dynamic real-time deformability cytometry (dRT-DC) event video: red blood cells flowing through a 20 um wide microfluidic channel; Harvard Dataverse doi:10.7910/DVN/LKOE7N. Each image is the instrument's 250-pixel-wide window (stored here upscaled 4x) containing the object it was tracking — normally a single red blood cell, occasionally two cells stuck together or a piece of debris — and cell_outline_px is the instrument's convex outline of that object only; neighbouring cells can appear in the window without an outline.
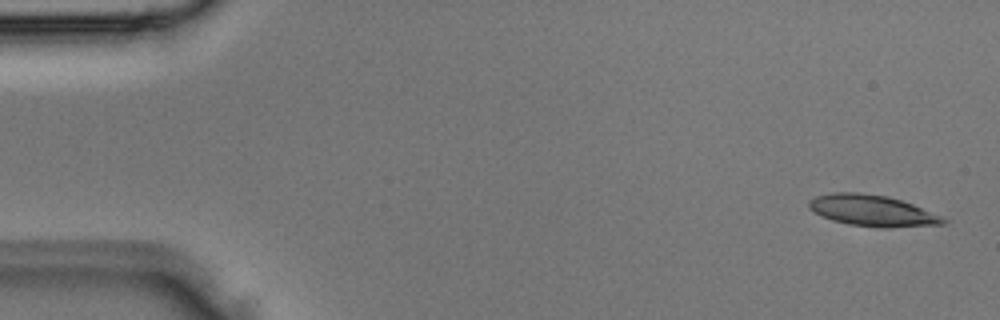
{"species": "Egyptian fruit bat (a non-hibernating species)", "species_latin": "Rousettus aegyptiacus", "temperature_condition": "room temperature", "stored_images_in_passage": 3, "camera_frame_rate_fps": 3000, "um_per_image_px": 0.085, "animal": {"sex": "male"}, "frame": {"image": 1, "passage_image": 1, "time_ms": 0.0, "image_size_px": [1000, 320], "cell_outline_px": [[948, 220], [944, 224], [848, 224], [832, 220], [808, 208], [808, 200], [816, 196], [836, 192], [856, 192], [888, 196], [912, 204], [940, 216]], "centroid_in_image_um": [74.02, 17.82], "position_along_channel_um": 11.0, "area_um2": 22.72}}